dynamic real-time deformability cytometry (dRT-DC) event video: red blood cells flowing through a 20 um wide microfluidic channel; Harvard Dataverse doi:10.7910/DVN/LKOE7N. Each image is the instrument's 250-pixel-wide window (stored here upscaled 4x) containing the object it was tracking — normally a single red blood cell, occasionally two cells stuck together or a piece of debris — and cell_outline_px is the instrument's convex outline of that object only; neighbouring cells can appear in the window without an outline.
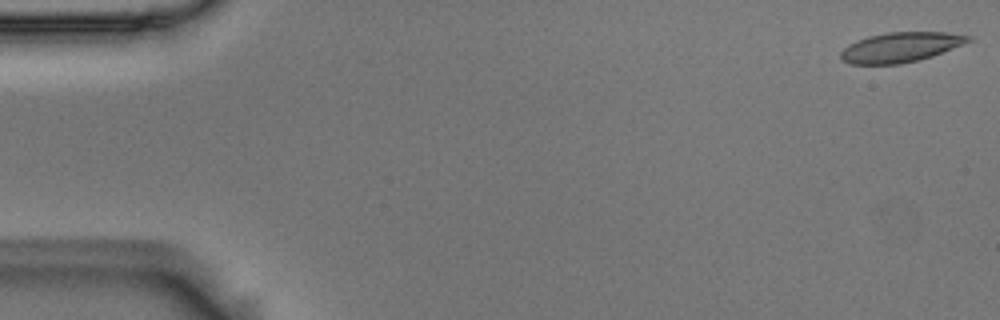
{"species": "Egyptian fruit bat (a non-hibernating species)", "species_latin": "Rousettus aegyptiacus", "temperature_condition": "room temperature", "stored_images_in_passage": 14, "camera_frame_rate_fps": 3000, "um_per_image_px": 0.085, "animal": {"sex": "male"}, "frame": {"image": 1, "passage_image": 1, "time_ms": 0.0, "image_size_px": [1000, 320], "cell_outline_px": [[972, 40], [932, 56], [900, 64], [852, 64], [840, 60], [840, 52], [848, 44], [856, 40], [868, 36], [888, 32], [944, 32], [972, 36]], "centroid_in_image_um": [76.5, 4.01], "position_along_channel_um": 8.5, "area_um2": 22.08}}
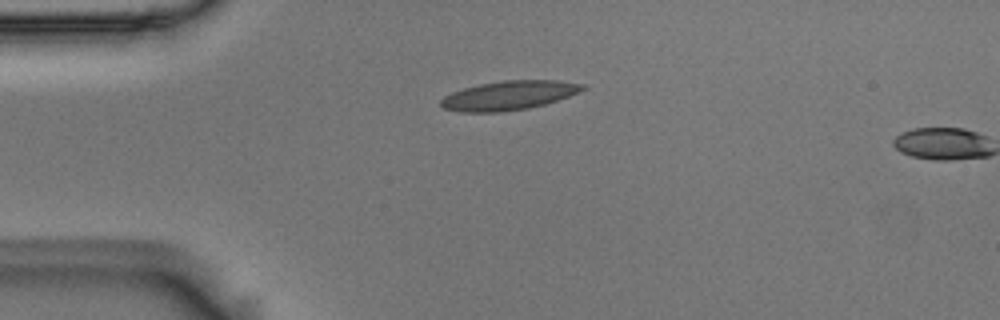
{"frame": {"image": 2, "passage_image": 13, "time_ms": 4.0, "image_size_px": [1000, 320], "cell_outline_px": [[588, 88], [568, 96], [544, 104], [528, 108], [500, 112], [460, 112], [444, 108], [440, 104], [440, 100], [444, 96], [452, 92], [464, 88], [480, 84], [504, 80], [556, 80], [588, 84]], "centroid_in_image_um": [43.27, 8.1], "position_along_channel_um": 41.7, "area_um2": 24.04}}